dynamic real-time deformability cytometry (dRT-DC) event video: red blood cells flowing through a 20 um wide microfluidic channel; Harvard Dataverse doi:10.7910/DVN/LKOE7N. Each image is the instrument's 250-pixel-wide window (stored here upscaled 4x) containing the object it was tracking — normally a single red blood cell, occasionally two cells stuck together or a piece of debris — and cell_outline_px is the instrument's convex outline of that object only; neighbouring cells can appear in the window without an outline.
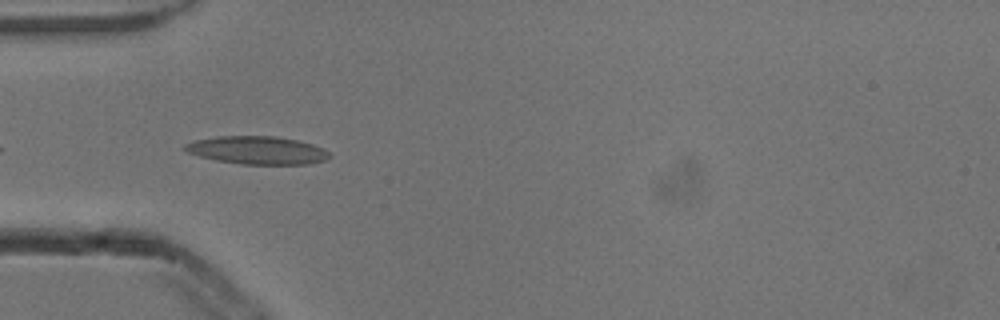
{"species": "common noctule bat (a hibernating species)", "species_latin": "Nyctalus noctula", "temperature_condition": "cold", "stored_images_in_passage": 10, "camera_frame_rate_fps": 3000, "um_per_image_px": 0.085, "animal": {"sex": "male", "body_mass_g": 13.3}, "frame": {"image": 1, "passage_image": 4, "time_ms": 1.0, "image_size_px": [1000, 320], "cell_outline_px": [[332, 156], [324, 160], [308, 164], [240, 164], [216, 160], [200, 156], [188, 152], [180, 148], [184, 144], [196, 140], [216, 136], [276, 136], [296, 140], [312, 144], [324, 148]], "centroid_in_image_um": [21.85, 12.77], "position_along_channel_um": 63.2, "area_um2": 23.58}}
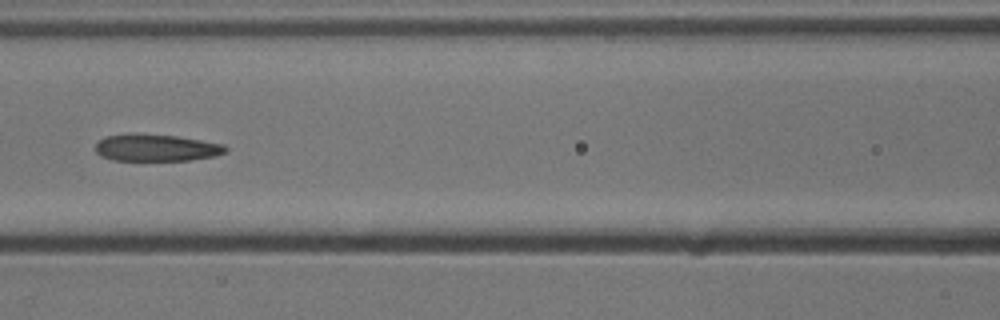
{"frame": {"image": 2, "passage_image": 6, "time_ms": 1.667, "image_size_px": [1000, 320], "cell_outline_px": [[228, 152], [216, 156], [188, 160], [112, 160], [100, 156], [96, 152], [96, 144], [100, 140], [108, 136], [176, 136], [224, 144], [228, 148]], "centroid_in_image_um": [13.37, 12.6], "position_along_channel_um": 153.2, "area_um2": 19.65}}
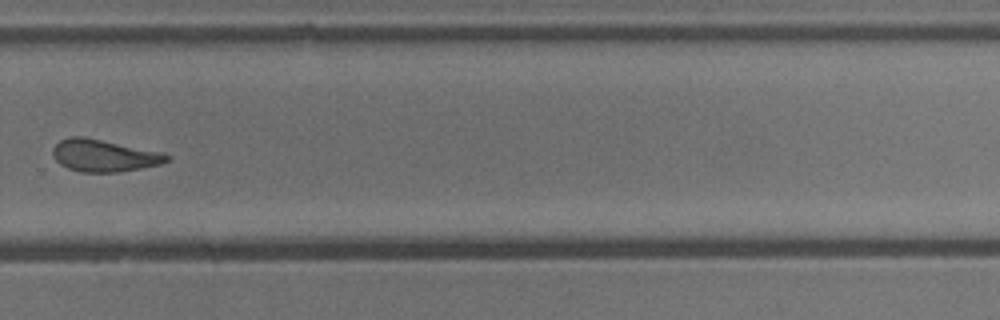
{"frame": {"image": 3, "passage_image": 10, "time_ms": 3.0, "image_size_px": [1000, 320], "cell_outline_px": [[172, 156], [168, 160], [160, 164], [120, 172], [80, 172], [68, 168], [60, 164], [56, 160], [52, 152], [52, 148], [60, 140], [68, 136], [84, 136], [164, 152]], "centroid_in_image_um": [8.85, 13.21], "position_along_channel_um": 321.0, "area_um2": 21.56}}